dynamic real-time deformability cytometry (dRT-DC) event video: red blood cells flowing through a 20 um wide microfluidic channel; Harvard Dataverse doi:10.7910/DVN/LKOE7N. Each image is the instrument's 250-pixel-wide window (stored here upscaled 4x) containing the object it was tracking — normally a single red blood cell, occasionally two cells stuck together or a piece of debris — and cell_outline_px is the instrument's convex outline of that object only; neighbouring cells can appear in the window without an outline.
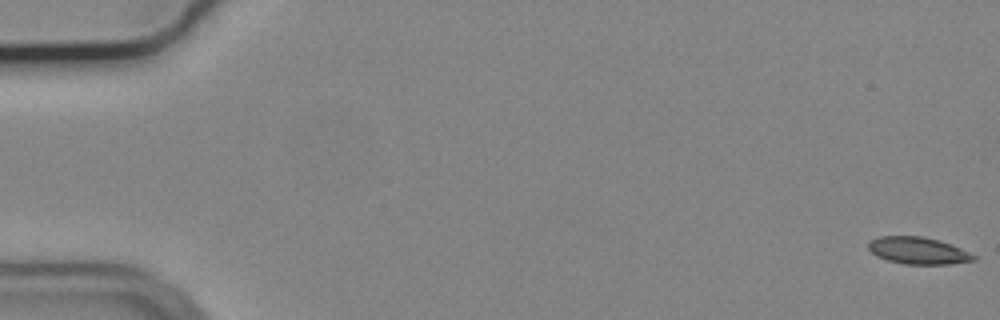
{"species": "common noctule bat (a hibernating species)", "species_latin": "Nyctalus noctula", "temperature_condition": "cold", "stored_images_in_passage": 14, "camera_frame_rate_fps": 3000, "um_per_image_px": 0.085, "animal": {"sex": "male", "body_mass_g": 19.2, "forearm_length_mm": 51.8}, "frame": {"image": 1, "passage_image": 1, "time_ms": 0.0, "image_size_px": [1000, 320], "cell_outline_px": [[976, 260], [948, 264], [904, 264], [888, 260], [876, 256], [868, 248], [868, 240], [876, 236], [924, 236], [940, 240], [960, 248], [976, 256]], "centroid_in_image_um": [78.0, 21.29], "position_along_channel_um": 7.0, "area_um2": 16.65}}